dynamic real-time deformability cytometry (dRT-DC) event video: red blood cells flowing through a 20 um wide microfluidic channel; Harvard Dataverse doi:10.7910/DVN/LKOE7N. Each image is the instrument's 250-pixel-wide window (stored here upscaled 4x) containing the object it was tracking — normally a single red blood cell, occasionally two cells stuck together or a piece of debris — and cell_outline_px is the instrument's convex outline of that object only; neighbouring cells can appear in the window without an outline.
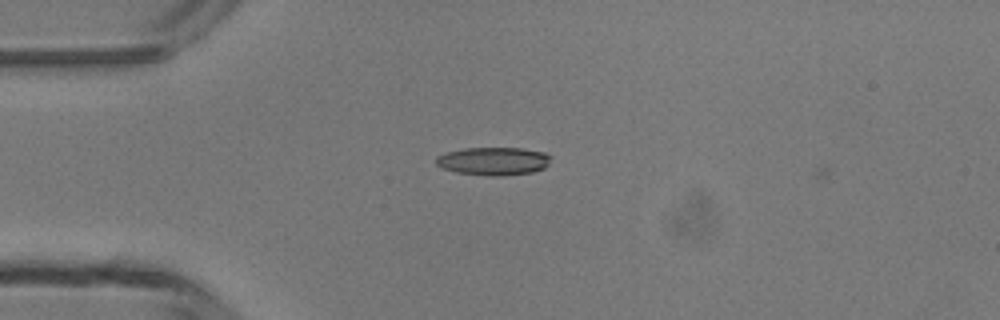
{"species": "common noctule bat (a hibernating species)", "species_latin": "Nyctalus noctula", "temperature_condition": "room temperature", "stored_images_in_passage": 4, "camera_frame_rate_fps": 3000, "um_per_image_px": 0.085, "animal": {"sex": "male", "body_mass_g": 13.3}, "frame": {"image": 1, "passage_image": 3, "time_ms": 2.333, "image_size_px": [1000, 320], "cell_outline_px": [[552, 156], [548, 164], [544, 168], [532, 172], [500, 176], [488, 176], [456, 172], [440, 168], [436, 164], [436, 156], [448, 152], [464, 148], [520, 148], [544, 152]], "centroid_in_image_um": [41.94, 13.7], "position_along_channel_um": 43.1, "area_um2": 18.84}}